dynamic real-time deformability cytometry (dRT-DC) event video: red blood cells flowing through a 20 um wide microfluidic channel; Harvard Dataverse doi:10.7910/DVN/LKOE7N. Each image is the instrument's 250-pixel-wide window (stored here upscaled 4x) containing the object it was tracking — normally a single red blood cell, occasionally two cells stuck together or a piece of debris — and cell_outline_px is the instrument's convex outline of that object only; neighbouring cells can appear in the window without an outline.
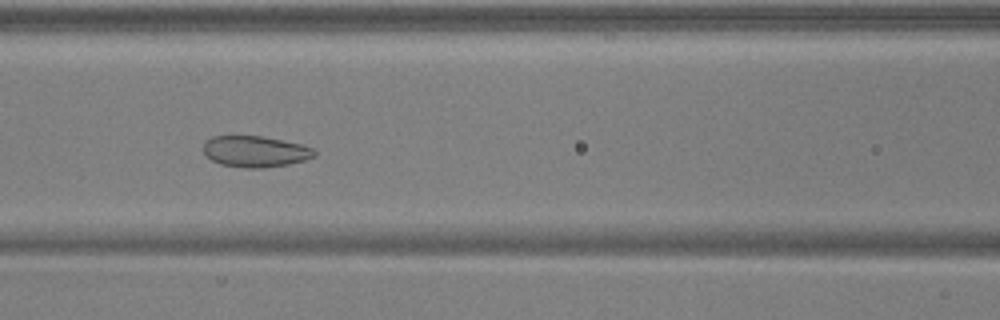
{"species": "common noctule bat (a hibernating species)", "species_latin": "Nyctalus noctula", "temperature_condition": "warm", "stored_images_in_passage": 52, "camera_frame_rate_fps": 3000, "um_per_image_px": 0.085, "animal": {"sex": "male", "body_mass_g": 17.9, "forearm_length_mm": 54.2}, "frame": {"image": 1, "passage_image": 23, "time_ms": 7.333, "image_size_px": [1000, 320], "cell_outline_px": [[316, 156], [304, 160], [288, 164], [264, 168], [244, 168], [220, 164], [212, 160], [204, 152], [204, 140], [212, 136], [260, 136], [304, 144], [312, 148], [316, 152]], "centroid_in_image_um": [21.7, 12.87], "position_along_channel_um": 144.9, "area_um2": 20.23}}
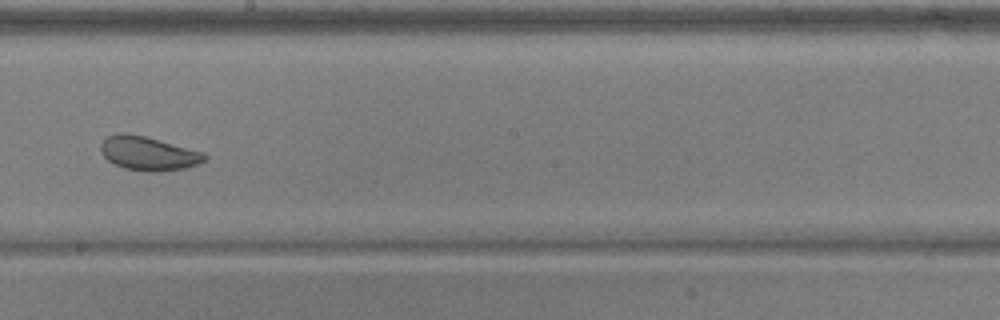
{"frame": {"image": 2, "passage_image": 30, "time_ms": 9.667, "image_size_px": [1000, 320], "cell_outline_px": [[208, 156], [204, 160], [196, 164], [184, 168], [156, 172], [152, 172], [124, 168], [108, 160], [100, 152], [100, 144], [108, 136], [120, 132], [128, 132], [144, 136], [204, 152]], "centroid_in_image_um": [12.58, 13.03], "position_along_channel_um": 235.6, "area_um2": 20.35}}
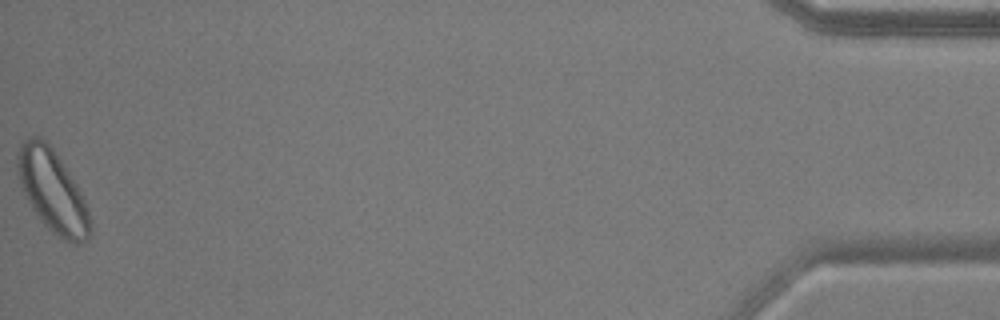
{"frame": {"image": 3, "passage_image": 52, "time_ms": 17.0, "image_size_px": [1000, 320], "cell_outline_px": [[92, 232], [88, 240], [76, 244], [72, 244], [56, 236], [40, 220], [32, 208], [20, 184], [16, 164], [16, 152], [20, 140], [32, 136], [40, 136], [52, 148], [76, 184], [84, 200], [88, 212], [92, 228]], "centroid_in_image_um": [4.44, 16.24], "position_along_channel_um": 430.8, "area_um2": 34.8}, "authors_computed_cell_mechanics": {"area_um2": 27.1949, "velocity_mm_per_s": 3.8921, "shape_relaxation_time_tau1_ms": 7.3501, "shape_relaxation_time_tau2_ms": 4.3408, "deformation_change_tau1": 0.1244, "deformation_change_tau2": 0.0905}}